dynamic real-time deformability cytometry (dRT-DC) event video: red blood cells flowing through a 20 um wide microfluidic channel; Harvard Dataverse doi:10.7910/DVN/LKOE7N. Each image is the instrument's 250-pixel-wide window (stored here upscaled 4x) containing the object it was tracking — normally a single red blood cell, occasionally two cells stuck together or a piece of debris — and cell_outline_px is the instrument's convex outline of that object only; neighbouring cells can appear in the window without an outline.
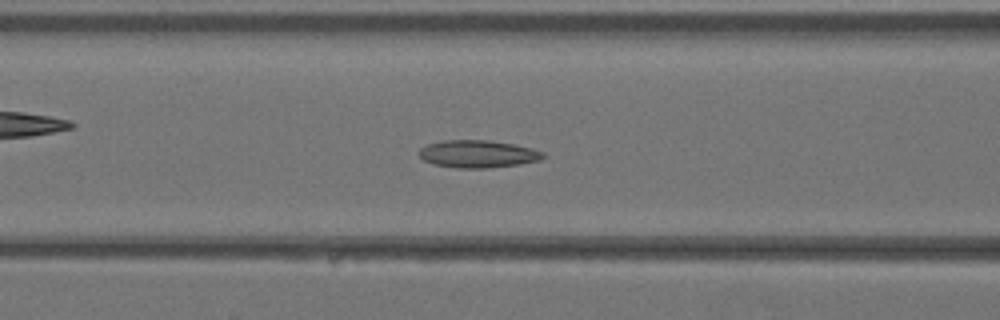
{"species": "Egyptian fruit bat (a non-hibernating species)", "species_latin": "Rousettus aegyptiacus", "temperature_condition": "warm", "stored_images_in_passage": 36, "camera_frame_rate_fps": 3000, "um_per_image_px": 0.085, "animal": {"sex": "female"}, "frame": {"image": 1, "passage_image": 13, "time_ms": 4.0, "image_size_px": [1000, 320], "cell_outline_px": [[544, 156], [540, 160], [520, 164], [488, 168], [456, 168], [432, 164], [424, 160], [416, 152], [420, 148], [428, 144], [444, 140], [488, 140], [516, 144], [532, 148], [544, 152]], "centroid_in_image_um": [40.6, 13.08], "position_along_channel_um": 126.0, "area_um2": 20.06}}
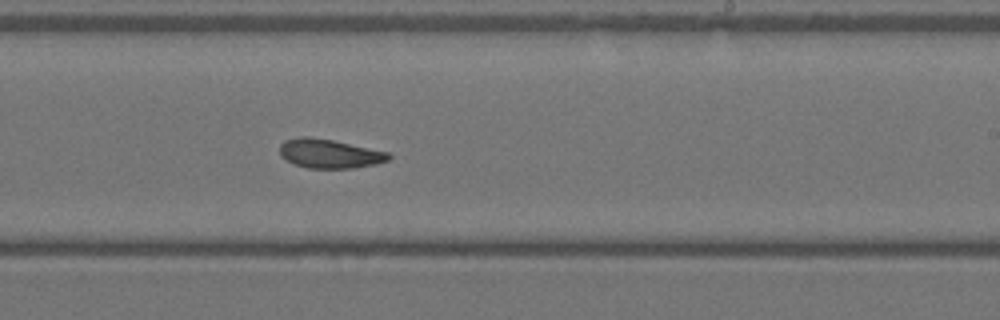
{"frame": {"image": 2, "passage_image": 21, "time_ms": 6.667, "image_size_px": [1000, 320], "cell_outline_px": [[392, 156], [388, 160], [376, 164], [352, 168], [308, 168], [296, 164], [280, 156], [280, 144], [284, 140], [300, 136], [304, 136], [332, 140], [388, 152]], "centroid_in_image_um": [27.99, 13.05], "position_along_channel_um": 261.0, "area_um2": 18.26}}
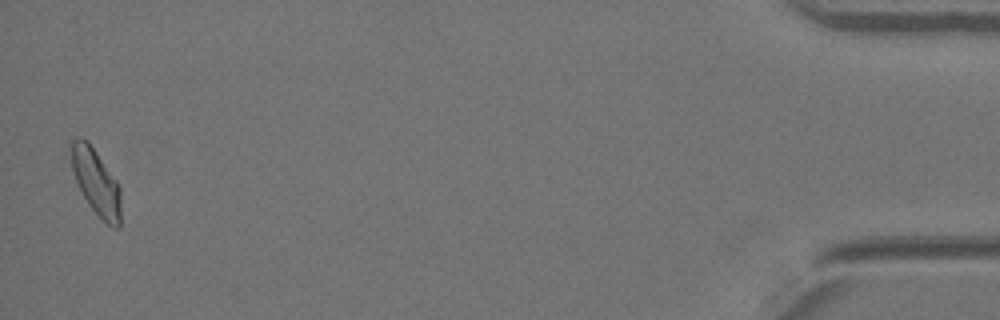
{"frame": {"image": 3, "passage_image": 36, "time_ms": 11.667, "image_size_px": [1000, 320], "cell_outline_px": [[120, 228], [112, 228], [88, 204], [76, 180], [72, 168], [72, 140], [76, 136], [80, 136], [88, 140], [116, 180], [120, 188]], "centroid_in_image_um": [8.18, 15.45], "position_along_channel_um": 427.0, "area_um2": 18.73}}